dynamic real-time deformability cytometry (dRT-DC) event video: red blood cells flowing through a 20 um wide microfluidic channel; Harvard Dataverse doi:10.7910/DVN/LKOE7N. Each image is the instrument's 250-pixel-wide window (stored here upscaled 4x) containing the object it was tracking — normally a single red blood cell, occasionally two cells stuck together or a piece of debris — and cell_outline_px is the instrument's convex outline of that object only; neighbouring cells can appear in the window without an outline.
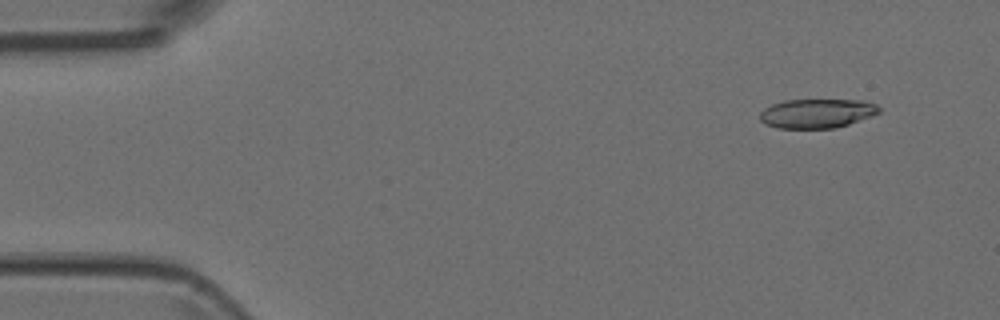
{"species": "Egyptian fruit bat (a non-hibernating species)", "species_latin": "Rousettus aegyptiacus", "temperature_condition": "room temperature", "stored_images_in_passage": 5, "camera_frame_rate_fps": 3000, "um_per_image_px": 0.085, "animal": {"sex": "female"}, "frame": {"image": 1, "passage_image": 2, "time_ms": 0.333, "image_size_px": [1000, 320], "cell_outline_px": [[880, 112], [848, 124], [836, 128], [780, 128], [764, 124], [760, 120], [760, 112], [764, 108], [772, 104], [784, 100], [864, 100], [876, 104], [880, 108]], "centroid_in_image_um": [69.41, 9.63], "position_along_channel_um": 15.6, "area_um2": 20.23}}